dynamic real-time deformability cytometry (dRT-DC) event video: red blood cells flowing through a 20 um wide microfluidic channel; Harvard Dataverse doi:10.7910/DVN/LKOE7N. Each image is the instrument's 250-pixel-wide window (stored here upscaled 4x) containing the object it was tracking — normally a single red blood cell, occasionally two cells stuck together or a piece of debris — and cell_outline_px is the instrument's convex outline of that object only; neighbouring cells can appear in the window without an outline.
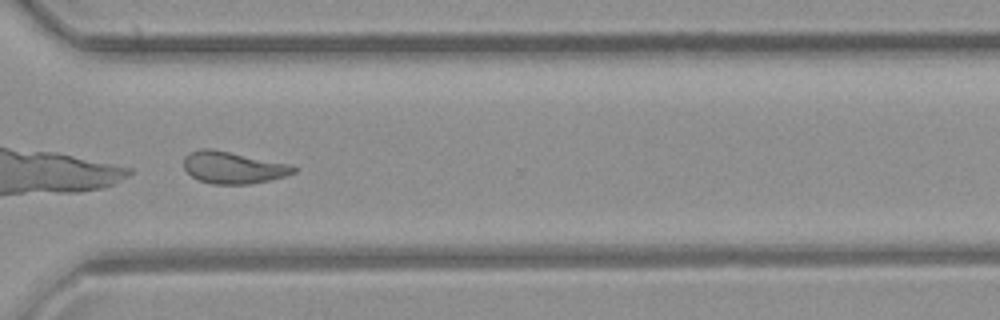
{"species": "common noctule bat (a hibernating species)", "species_latin": "Nyctalus noctula", "temperature_condition": "room temperature", "stored_images_in_passage": 41, "camera_frame_rate_fps": 3000, "um_per_image_px": 0.085, "animal": {"sex": "female", "body_mass_g": 21.9}, "frame": {"image": 1, "passage_image": 35, "time_ms": 11.333, "image_size_px": [1000, 320], "cell_outline_px": [[296, 172], [284, 176], [268, 180], [248, 184], [212, 184], [200, 180], [192, 176], [184, 168], [184, 156], [188, 152], [200, 148], [208, 148], [292, 164], [296, 168]], "centroid_in_image_um": [19.8, 14.23], "position_along_channel_um": 350.8, "area_um2": 20.35}}